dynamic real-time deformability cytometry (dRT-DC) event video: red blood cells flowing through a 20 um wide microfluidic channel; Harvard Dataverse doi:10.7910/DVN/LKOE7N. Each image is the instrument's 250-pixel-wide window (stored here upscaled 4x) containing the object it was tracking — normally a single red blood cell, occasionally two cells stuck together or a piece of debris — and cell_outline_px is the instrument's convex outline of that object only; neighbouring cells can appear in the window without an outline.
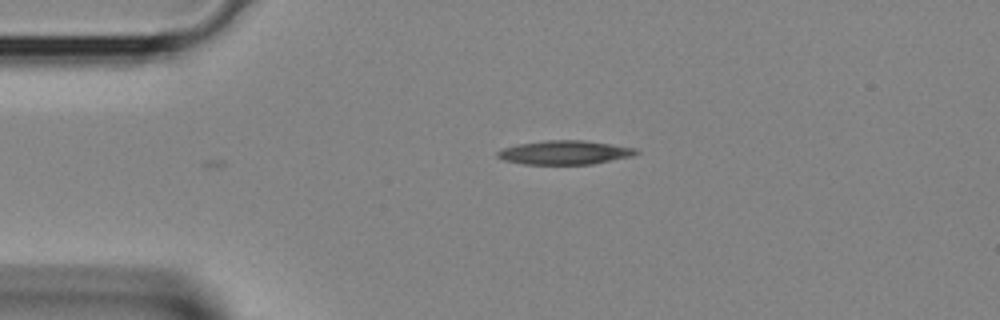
{"species": "Egyptian fruit bat (a non-hibernating species)", "species_latin": "Rousettus aegyptiacus", "temperature_condition": "room temperature", "stored_images_in_passage": 2, "camera_frame_rate_fps": 3000, "um_per_image_px": 0.085, "animal": {"sex": "female"}, "frame": {"image": 1, "passage_image": 2, "time_ms": 0.333, "image_size_px": [1000, 320], "cell_outline_px": [[640, 152], [632, 156], [592, 164], [524, 164], [504, 160], [496, 156], [496, 152], [504, 148], [516, 144], [544, 140], [584, 140], [636, 148]], "centroid_in_image_um": [47.99, 12.96], "position_along_channel_um": 37.0, "area_um2": 19.31}}